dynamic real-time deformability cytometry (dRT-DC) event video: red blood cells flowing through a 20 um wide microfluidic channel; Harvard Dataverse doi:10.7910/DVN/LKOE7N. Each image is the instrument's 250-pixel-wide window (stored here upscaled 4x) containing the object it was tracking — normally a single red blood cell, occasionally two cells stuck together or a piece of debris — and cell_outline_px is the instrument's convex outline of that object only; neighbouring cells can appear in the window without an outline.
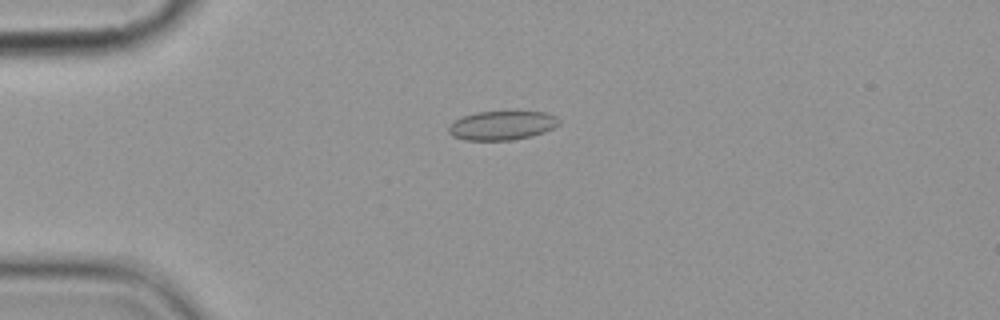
{"species": "common noctule bat (a hibernating species)", "species_latin": "Nyctalus noctula", "temperature_condition": "cold", "stored_images_in_passage": 4, "camera_frame_rate_fps": 3000, "um_per_image_px": 0.085, "animal": {"sex": "female", "body_mass_g": 19.9}, "frame": {"image": 1, "passage_image": 3, "time_ms": 2.333, "image_size_px": [1000, 320], "cell_outline_px": [[560, 124], [544, 132], [532, 136], [512, 140], [464, 140], [452, 136], [448, 132], [448, 128], [452, 120], [476, 112], [512, 108], [516, 108], [544, 112], [556, 116], [560, 120]], "centroid_in_image_um": [42.69, 10.6], "position_along_channel_um": 42.3, "area_um2": 19.77}}